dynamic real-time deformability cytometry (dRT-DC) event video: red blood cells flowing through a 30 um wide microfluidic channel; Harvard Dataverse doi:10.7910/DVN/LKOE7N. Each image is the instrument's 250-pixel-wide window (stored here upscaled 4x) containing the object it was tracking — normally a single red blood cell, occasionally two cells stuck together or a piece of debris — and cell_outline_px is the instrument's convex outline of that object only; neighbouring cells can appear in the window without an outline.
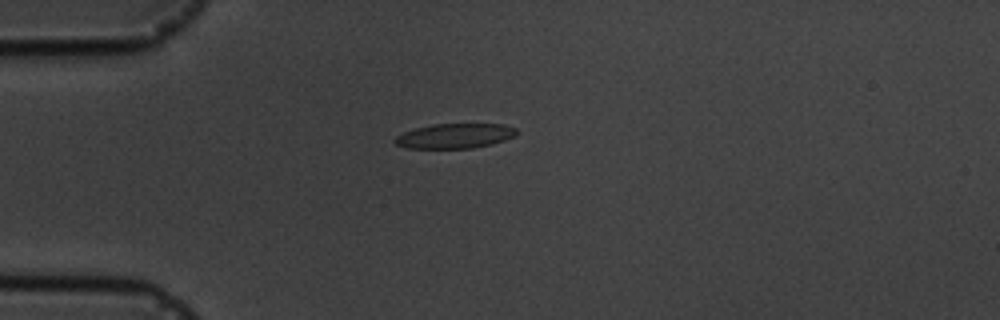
{"species": "common noctule bat (a hibernating species)", "species_latin": "Nyctalus noctula", "temperature_condition": "cold", "stored_images_in_passage": 8, "camera_frame_rate_fps": 3000, "um_per_image_px": 0.085, "animal": {"sex": "male", "body_mass_g": 19.5, "forearm_length_mm": 54.6}, "frame": {"image": 1, "passage_image": 1, "time_ms": 0.0, "image_size_px": [1000, 320], "cell_outline_px": [[520, 132], [516, 136], [492, 144], [472, 148], [408, 148], [396, 144], [392, 140], [396, 136], [404, 132], [416, 128], [432, 124], [504, 124], [516, 128]], "centroid_in_image_um": [38.7, 11.55], "position_along_channel_um": 46.3, "area_um2": 17.69}}
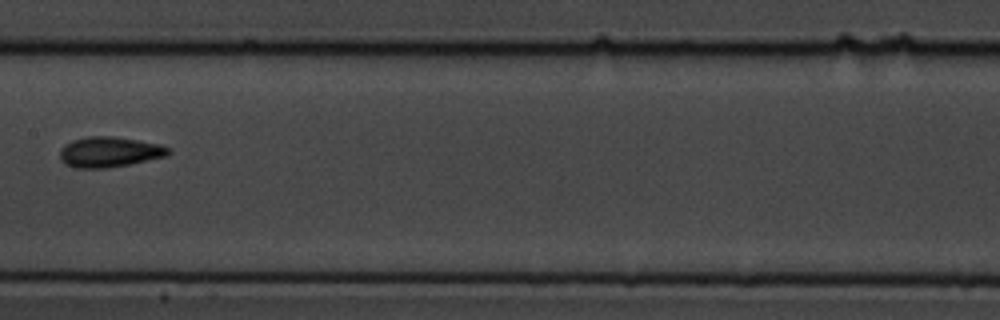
{"frame": {"image": 2, "passage_image": 5, "time_ms": 4.667, "image_size_px": [1000, 320], "cell_outline_px": [[172, 152], [168, 156], [108, 168], [76, 168], [64, 164], [60, 160], [60, 148], [64, 144], [72, 140], [88, 136], [112, 136], [160, 144], [168, 148]], "centroid_in_image_um": [9.27, 12.92], "position_along_channel_um": 198.1, "area_um2": 19.31}}
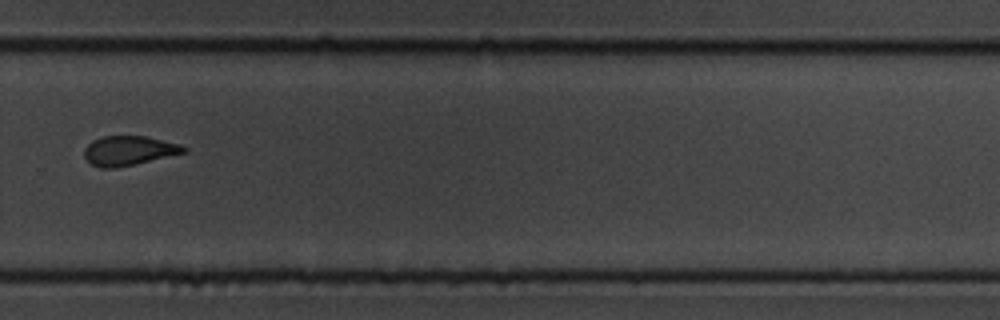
{"frame": {"image": 3, "passage_image": 8, "time_ms": 8.0, "image_size_px": [1000, 320], "cell_outline_px": [[188, 152], [136, 164], [112, 168], [100, 168], [92, 164], [84, 156], [84, 148], [92, 140], [104, 136], [144, 136], [180, 144], [188, 148]], "centroid_in_image_um": [10.97, 12.81], "position_along_channel_um": 318.8, "area_um2": 17.11}}